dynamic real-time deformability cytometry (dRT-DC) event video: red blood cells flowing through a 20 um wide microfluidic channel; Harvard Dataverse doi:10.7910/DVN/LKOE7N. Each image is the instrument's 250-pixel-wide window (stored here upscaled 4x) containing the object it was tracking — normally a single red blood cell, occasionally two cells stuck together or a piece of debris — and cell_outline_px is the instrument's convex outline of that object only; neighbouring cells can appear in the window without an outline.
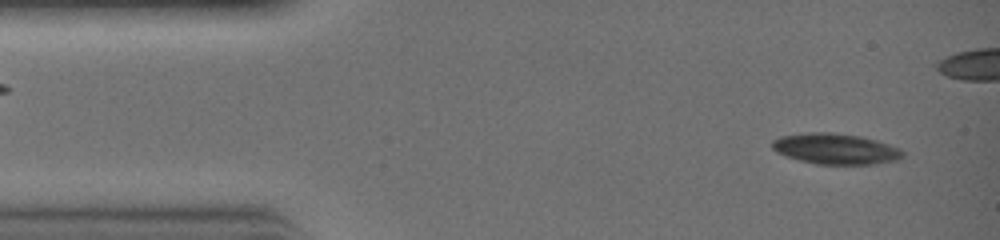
{"species": "common noctule bat (a hibernating species)", "species_latin": "Nyctalus noctula", "temperature_condition": "warm", "stored_images_in_passage": 3, "camera_frame_rate_fps": 3000, "um_per_image_px": 0.085, "animal": {"sex": "female", "body_mass_g": 19.0, "forearm_length_mm": 51.5}, "frame": {"image": 1, "passage_image": 2, "time_ms": 0.333, "image_size_px": [1000, 240], "cell_outline_px": [[904, 156], [896, 160], [872, 164], [816, 164], [800, 160], [776, 152], [772, 148], [772, 140], [780, 136], [808, 132], [832, 132], [860, 136], [876, 140], [900, 148], [904, 152]], "centroid_in_image_um": [71.02, 12.64], "position_along_channel_um": 14.0, "area_um2": 23.35}}